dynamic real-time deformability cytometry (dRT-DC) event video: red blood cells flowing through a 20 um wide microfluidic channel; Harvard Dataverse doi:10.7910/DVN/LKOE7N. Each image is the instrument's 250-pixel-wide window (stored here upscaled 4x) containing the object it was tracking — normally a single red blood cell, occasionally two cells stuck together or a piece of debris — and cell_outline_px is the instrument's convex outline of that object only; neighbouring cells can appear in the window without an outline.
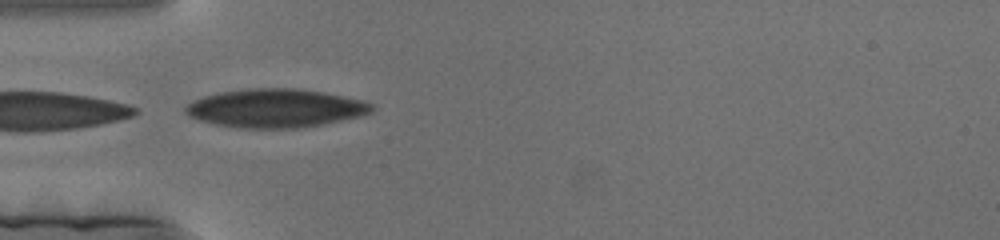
{"species": "human", "species_latin": "Homo sapiens", "temperature_condition": "cold", "stored_images_in_passage": 11, "camera_frame_rate_fps": 3000, "um_per_image_px": 0.085, "donor": {"sex": "female"}, "frame": {"image": 1, "passage_image": 2, "time_ms": 0.333, "image_size_px": [1000, 240], "cell_outline_px": [[376, 108], [372, 112], [340, 120], [320, 124], [296, 128], [240, 128], [216, 124], [200, 120], [188, 116], [184, 112], [184, 108], [188, 104], [204, 96], [220, 92], [248, 88], [300, 88], [324, 92], [364, 100], [372, 104]], "centroid_in_image_um": [23.41, 9.18], "position_along_channel_um": 61.6, "area_um2": 41.67}}